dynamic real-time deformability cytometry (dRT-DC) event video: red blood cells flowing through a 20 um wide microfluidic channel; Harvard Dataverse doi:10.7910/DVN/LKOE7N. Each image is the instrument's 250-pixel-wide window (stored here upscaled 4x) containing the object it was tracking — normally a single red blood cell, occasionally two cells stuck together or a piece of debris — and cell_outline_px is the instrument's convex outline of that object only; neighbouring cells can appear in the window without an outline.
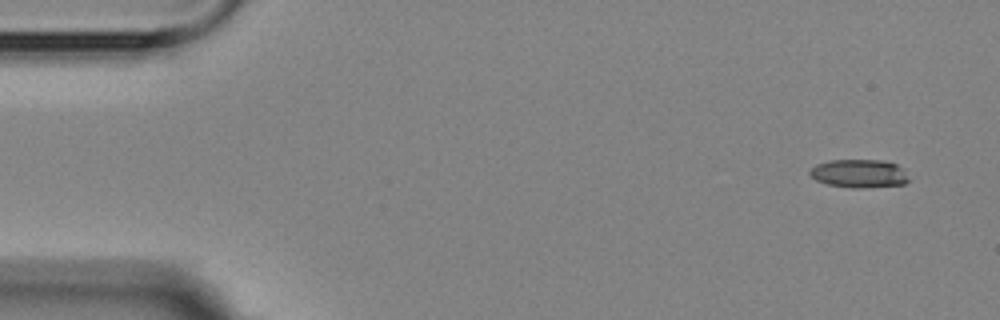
{"species": "Egyptian fruit bat (a non-hibernating species)", "species_latin": "Rousettus aegyptiacus", "temperature_condition": "room temperature", "stored_images_in_passage": 4, "camera_frame_rate_fps": 3000, "um_per_image_px": 0.085, "animal": {"sex": "female"}, "frame": {"image": 1, "passage_image": 1, "time_ms": 0.0, "image_size_px": [1000, 320], "cell_outline_px": [[912, 180], [904, 184], [860, 188], [852, 188], [828, 184], [816, 180], [808, 172], [816, 164], [828, 160], [884, 160], [896, 164], [904, 168]], "centroid_in_image_um": [73.09, 14.74], "position_along_channel_um": 11.9, "area_um2": 16.53}}
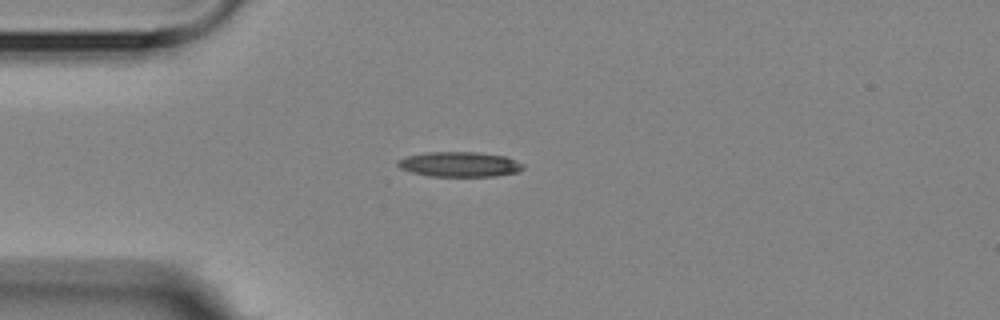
{"frame": {"image": 2, "passage_image": 4, "time_ms": 3.667, "image_size_px": [1000, 320], "cell_outline_px": [[524, 168], [516, 172], [496, 176], [428, 176], [412, 172], [400, 168], [396, 164], [396, 160], [408, 156], [424, 152], [476, 152], [504, 156], [524, 164]], "centroid_in_image_um": [39.03, 13.96], "position_along_channel_um": 46.0, "area_um2": 18.21}}